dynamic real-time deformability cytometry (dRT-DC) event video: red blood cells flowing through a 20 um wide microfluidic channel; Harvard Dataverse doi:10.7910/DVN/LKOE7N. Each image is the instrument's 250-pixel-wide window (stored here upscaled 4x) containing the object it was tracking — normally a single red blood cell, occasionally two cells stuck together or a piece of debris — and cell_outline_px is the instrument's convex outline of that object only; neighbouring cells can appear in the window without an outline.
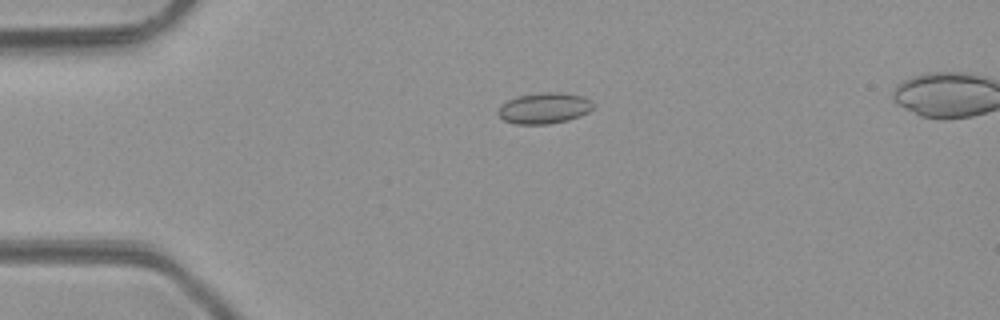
{"species": "common noctule bat (a hibernating species)", "species_latin": "Nyctalus noctula", "temperature_condition": "room temperature", "stored_images_in_passage": 3, "segment_of_instrument_passage": [1, 2], "camera_frame_rate_fps": 3000, "um_per_image_px": 0.085, "animal": {"sex": "male", "body_mass_g": 23.1, "forearm_length_mm": 52.7}, "frame": {"image": 1, "passage_image": 1, "time_ms": 0.0, "image_size_px": [1000, 320], "cell_outline_px": [[596, 104], [588, 112], [580, 116], [568, 120], [548, 124], [516, 124], [504, 120], [496, 112], [508, 100], [520, 96], [540, 92], [564, 92], [584, 96]], "centroid_in_image_um": [46.31, 9.19], "position_along_channel_um": 38.7, "area_um2": 17.17}}